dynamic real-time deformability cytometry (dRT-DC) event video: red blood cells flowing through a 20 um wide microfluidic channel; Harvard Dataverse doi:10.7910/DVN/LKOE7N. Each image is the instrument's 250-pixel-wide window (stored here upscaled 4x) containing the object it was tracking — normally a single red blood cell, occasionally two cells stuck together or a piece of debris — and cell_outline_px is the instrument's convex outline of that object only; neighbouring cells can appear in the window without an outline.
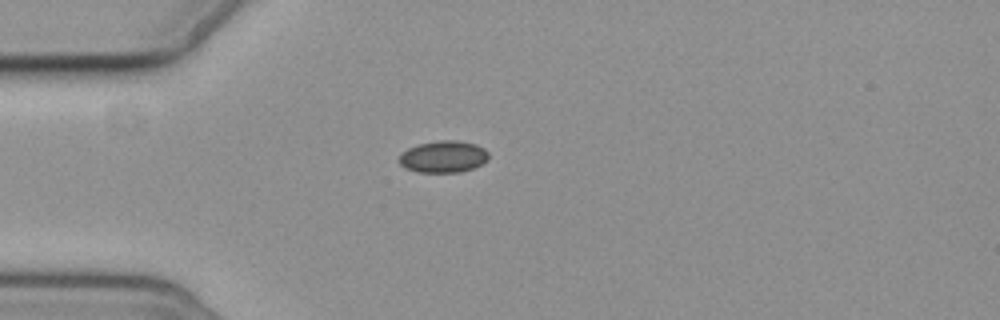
{"species": "common noctule bat (a hibernating species)", "species_latin": "Nyctalus noctula", "temperature_condition": "cold", "stored_images_in_passage": 2, "camera_frame_rate_fps": 3000, "um_per_image_px": 0.085, "animal": {"sex": "female", "body_mass_g": 19.3, "forearm_length_mm": 54.1}, "frame": {"image": 1, "passage_image": 1, "time_ms": 0.0, "image_size_px": [1000, 320], "cell_outline_px": [[488, 160], [472, 168], [460, 172], [416, 172], [404, 168], [396, 160], [408, 148], [420, 144], [440, 140], [456, 140], [476, 144], [484, 148], [488, 152]], "centroid_in_image_um": [37.67, 13.32], "position_along_channel_um": 47.3, "area_um2": 16.59}}
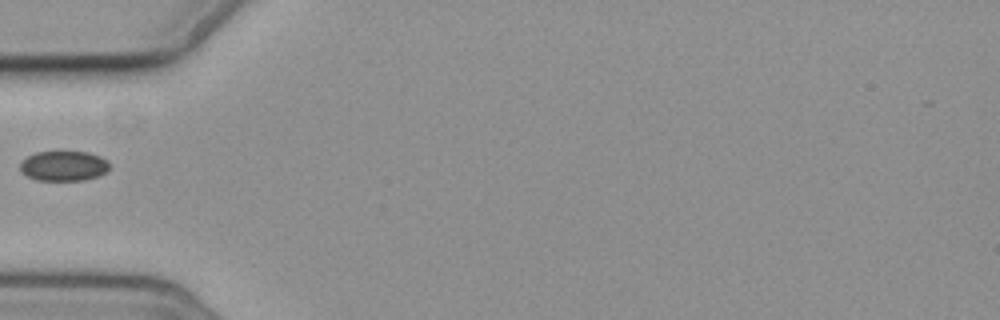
{"frame": {"image": 2, "passage_image": 2, "time_ms": 1.333, "image_size_px": [1000, 320], "cell_outline_px": [[108, 172], [100, 176], [84, 180], [36, 180], [20, 172], [20, 164], [28, 156], [36, 152], [88, 152], [100, 156], [108, 160]], "centroid_in_image_um": [5.44, 14.11], "position_along_channel_um": 79.6, "area_um2": 15.66}}